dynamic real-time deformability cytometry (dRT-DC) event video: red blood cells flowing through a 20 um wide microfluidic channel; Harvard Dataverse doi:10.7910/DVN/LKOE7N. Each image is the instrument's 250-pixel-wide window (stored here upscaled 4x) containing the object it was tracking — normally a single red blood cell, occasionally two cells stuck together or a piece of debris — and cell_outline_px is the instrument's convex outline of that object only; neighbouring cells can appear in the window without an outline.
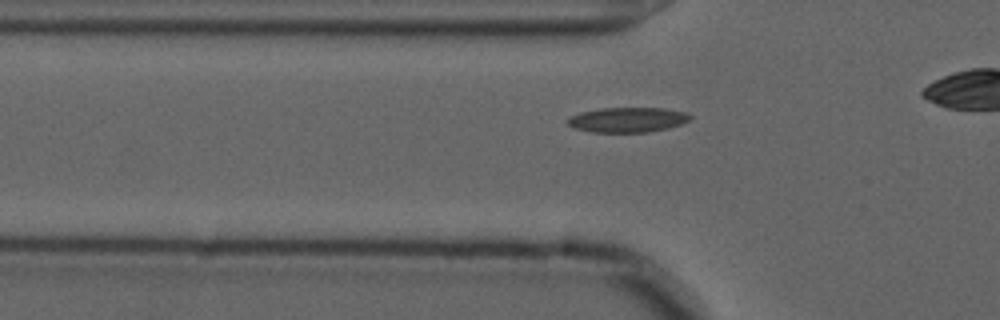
{"species": "common noctule bat (a hibernating species)", "species_latin": "Nyctalus noctula", "temperature_condition": "cold", "stored_images_in_passage": 41, "camera_frame_rate_fps": 3000, "um_per_image_px": 0.085, "animal": {"sex": "male", "forearm_length_mm": 52.5}, "frame": {"image": 1, "passage_image": 11, "time_ms": 3.333, "image_size_px": [1000, 320], "cell_outline_px": [[692, 116], [688, 120], [680, 124], [668, 128], [648, 132], [592, 132], [576, 128], [568, 124], [564, 120], [568, 116], [580, 112], [600, 108], [664, 108], [684, 112]], "centroid_in_image_um": [53.28, 10.17], "position_along_channel_um": 72.5, "area_um2": 17.8}}
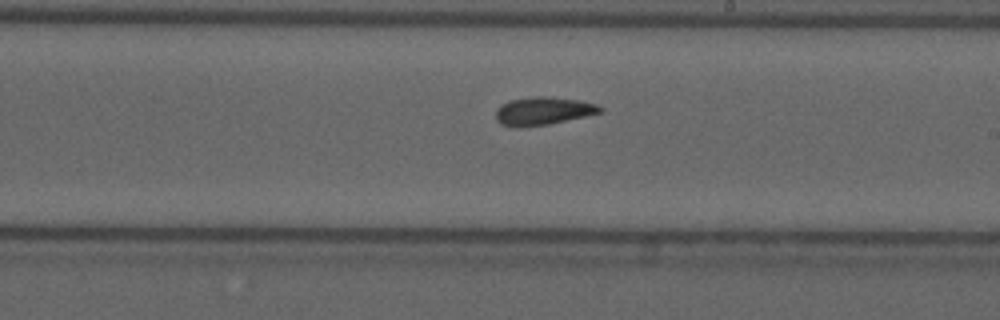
{"frame": {"image": 2, "passage_image": 25, "time_ms": 8.0, "image_size_px": [1000, 320], "cell_outline_px": [[604, 108], [600, 112], [584, 116], [548, 124], [520, 128], [512, 128], [500, 124], [496, 120], [496, 108], [500, 104], [508, 100], [532, 96], [544, 96], [580, 100], [596, 104]], "centroid_in_image_um": [46.08, 9.43], "position_along_channel_um": 242.9, "area_um2": 17.22}}
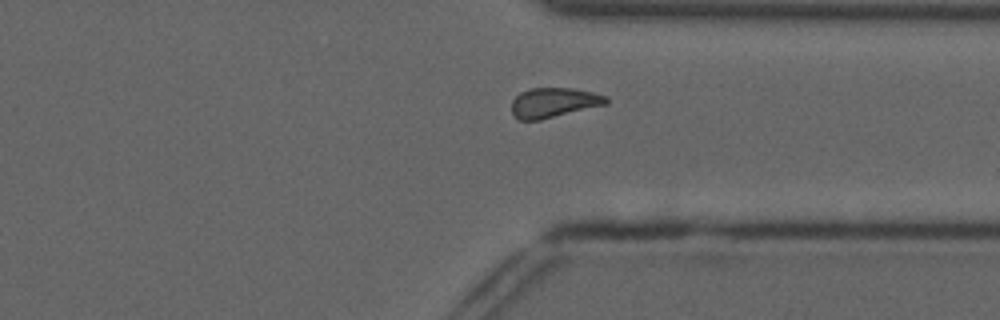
{"frame": {"image": 3, "passage_image": 35, "time_ms": 11.333, "image_size_px": [1000, 320], "cell_outline_px": [[608, 104], [540, 120], [520, 120], [512, 112], [512, 100], [520, 92], [532, 88], [572, 88], [592, 92], [608, 96]], "centroid_in_image_um": [47.09, 8.72], "position_along_channel_um": 364.3, "area_um2": 16.42}, "authors_computed_cell_mechanics": {"area_um2": 16.9932, "velocity_mm_per_s": 3.6511, "shape_relaxation_time_tau1_ms": null, "shape_relaxation_time_tau2_ms": 3.4968, "deformation_change_tau1": null, "deformation_change_tau2": 0.0927}}